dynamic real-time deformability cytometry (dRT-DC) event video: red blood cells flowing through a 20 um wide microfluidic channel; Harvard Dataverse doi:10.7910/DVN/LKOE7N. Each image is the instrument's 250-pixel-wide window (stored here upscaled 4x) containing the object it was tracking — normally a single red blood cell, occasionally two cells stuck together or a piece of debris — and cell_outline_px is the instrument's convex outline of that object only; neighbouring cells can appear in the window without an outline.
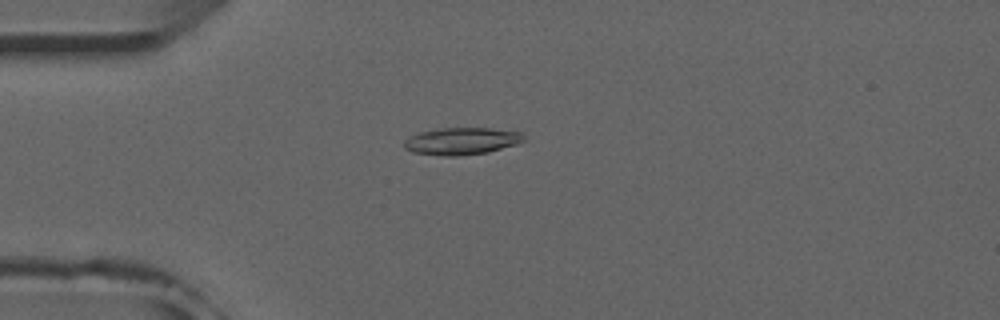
{"species": "common noctule bat (a hibernating species)", "species_latin": "Nyctalus noctula", "temperature_condition": "room temperature", "stored_images_in_passage": 45, "camera_frame_rate_fps": 3000, "um_per_image_px": 0.085, "animal": {"sex": "male", "forearm_length_mm": 52.5}, "frame": {"image": 1, "passage_image": 7, "time_ms": 2.0, "image_size_px": [1000, 320], "cell_outline_px": [[524, 140], [516, 144], [488, 152], [456, 156], [444, 156], [412, 152], [404, 148], [404, 140], [416, 132], [440, 128], [488, 128], [520, 132], [524, 136]], "centroid_in_image_um": [39.18, 11.99], "position_along_channel_um": 45.8, "area_um2": 18.9}}
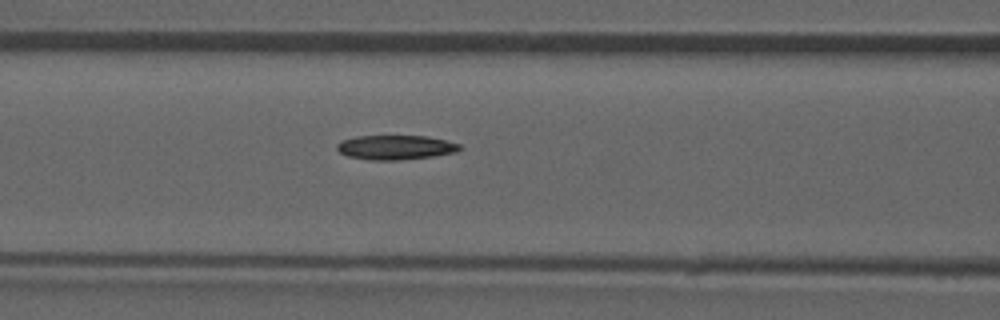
{"frame": {"image": 2, "passage_image": 15, "time_ms": 4.667, "image_size_px": [1000, 320], "cell_outline_px": [[460, 148], [456, 152], [432, 156], [396, 160], [372, 160], [348, 156], [340, 152], [336, 148], [336, 144], [340, 140], [356, 136], [428, 136], [460, 144]], "centroid_in_image_um": [33.57, 12.52], "position_along_channel_um": 133.0, "area_um2": 17.34}}
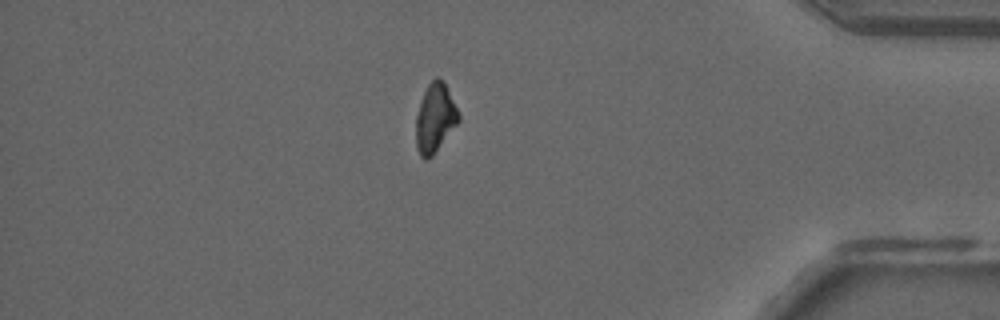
{"frame": {"image": 3, "passage_image": 38, "time_ms": 12.333, "image_size_px": [1000, 320], "cell_outline_px": [[460, 120], [432, 156], [424, 160], [420, 156], [416, 148], [416, 116], [420, 100], [428, 84], [436, 76], [444, 84], [460, 116]], "centroid_in_image_um": [36.94, 10.07], "position_along_channel_um": 398.3, "area_um2": 16.76}}